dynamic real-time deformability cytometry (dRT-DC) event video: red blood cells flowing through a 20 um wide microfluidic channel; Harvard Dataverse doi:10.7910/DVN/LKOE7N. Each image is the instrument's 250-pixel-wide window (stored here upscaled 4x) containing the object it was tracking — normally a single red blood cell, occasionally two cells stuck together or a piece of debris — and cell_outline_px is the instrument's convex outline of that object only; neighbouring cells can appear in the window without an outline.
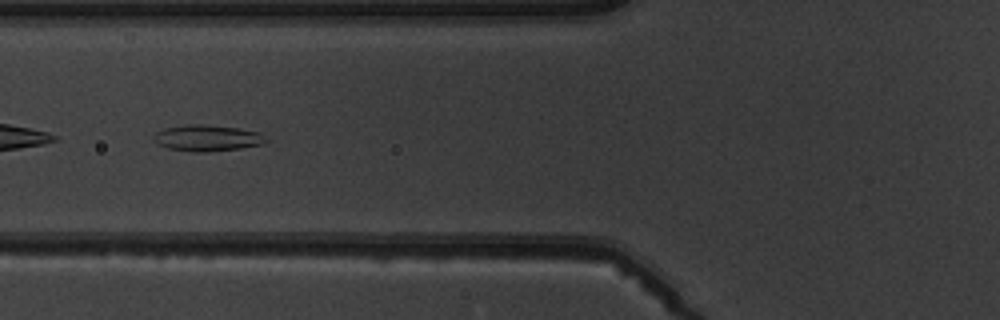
{"species": "common noctule bat (a hibernating species)", "species_latin": "Nyctalus noctula", "temperature_condition": "warm", "stored_images_in_passage": 9, "camera_frame_rate_fps": 3000, "um_per_image_px": 0.085, "animal": {"sex": "male", "body_mass_g": 19.5, "forearm_length_mm": 54.6}, "frame": {"image": 1, "passage_image": 6, "time_ms": 6.667, "image_size_px": [1000, 320], "cell_outline_px": [[272, 140], [264, 144], [240, 148], [208, 152], [192, 152], [168, 148], [156, 144], [152, 140], [152, 136], [156, 132], [164, 128], [184, 124], [204, 124], [240, 128], [260, 132]], "centroid_in_image_um": [17.64, 11.73], "position_along_channel_um": 108.2, "area_um2": 17.69}}
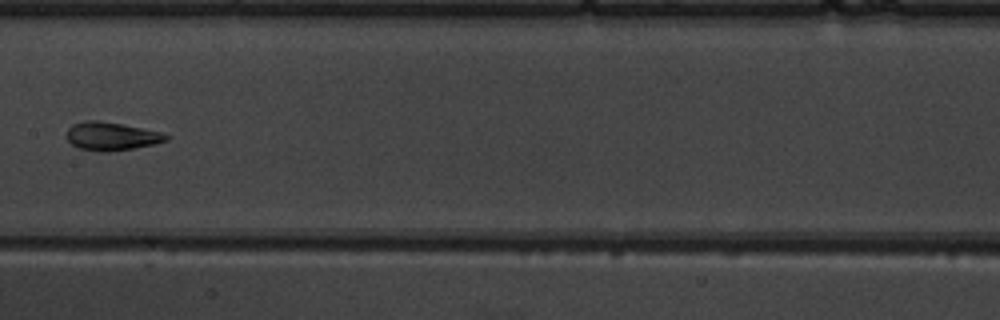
{"frame": {"image": 2, "passage_image": 8, "time_ms": 9.0, "image_size_px": [1000, 320], "cell_outline_px": [[168, 140], [152, 144], [132, 148], [108, 152], [100, 152], [80, 148], [72, 144], [68, 140], [68, 128], [72, 124], [88, 120], [96, 120], [120, 124], [160, 132], [168, 136]], "centroid_in_image_um": [9.44, 11.58], "position_along_channel_um": 198.0, "area_um2": 15.95}}
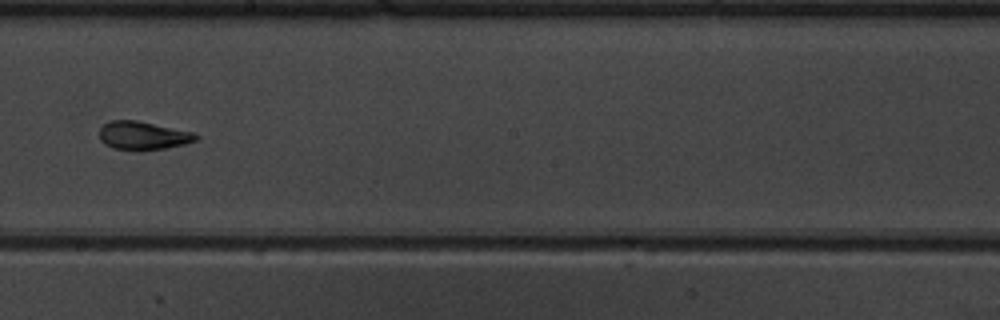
{"frame": {"image": 3, "passage_image": 9, "time_ms": 10.0, "image_size_px": [1000, 320], "cell_outline_px": [[200, 136], [196, 140], [184, 144], [164, 148], [112, 148], [104, 144], [100, 140], [100, 128], [108, 120], [136, 120], [192, 132]], "centroid_in_image_um": [12.13, 11.49], "position_along_channel_um": 236.1, "area_um2": 15.37}}